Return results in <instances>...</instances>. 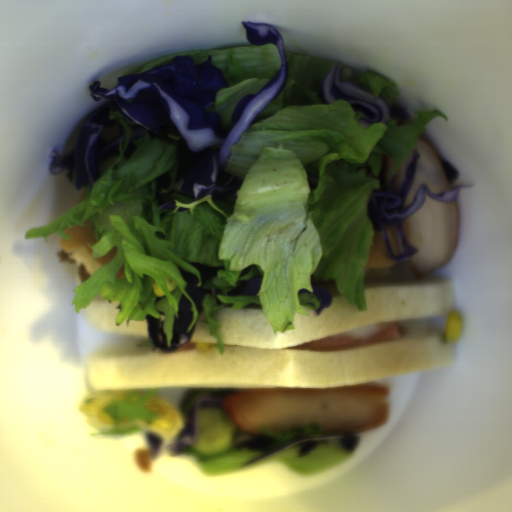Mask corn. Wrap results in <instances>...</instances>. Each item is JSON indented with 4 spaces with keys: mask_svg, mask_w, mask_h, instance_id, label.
Returning a JSON list of instances; mask_svg holds the SVG:
<instances>
[{
    "mask_svg": "<svg viewBox=\"0 0 512 512\" xmlns=\"http://www.w3.org/2000/svg\"><path fill=\"white\" fill-rule=\"evenodd\" d=\"M152 290H153L154 294L157 295L158 297H165L163 286H162L161 282L154 280Z\"/></svg>",
    "mask_w": 512,
    "mask_h": 512,
    "instance_id": "corn-2",
    "label": "corn"
},
{
    "mask_svg": "<svg viewBox=\"0 0 512 512\" xmlns=\"http://www.w3.org/2000/svg\"><path fill=\"white\" fill-rule=\"evenodd\" d=\"M461 329L460 320L456 311L446 314L443 325V336L446 341L456 339Z\"/></svg>",
    "mask_w": 512,
    "mask_h": 512,
    "instance_id": "corn-1",
    "label": "corn"
},
{
    "mask_svg": "<svg viewBox=\"0 0 512 512\" xmlns=\"http://www.w3.org/2000/svg\"><path fill=\"white\" fill-rule=\"evenodd\" d=\"M166 286H167L168 291L177 289V284L172 278H166Z\"/></svg>",
    "mask_w": 512,
    "mask_h": 512,
    "instance_id": "corn-3",
    "label": "corn"
}]
</instances>
